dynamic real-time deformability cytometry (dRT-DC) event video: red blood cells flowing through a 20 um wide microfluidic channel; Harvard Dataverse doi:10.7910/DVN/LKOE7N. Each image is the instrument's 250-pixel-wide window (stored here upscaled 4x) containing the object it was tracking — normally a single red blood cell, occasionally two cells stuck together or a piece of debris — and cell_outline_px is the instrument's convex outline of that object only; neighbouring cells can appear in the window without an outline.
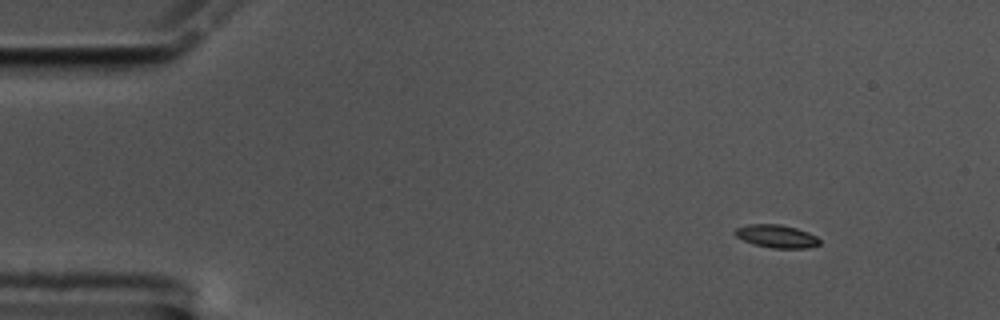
{"species": "common noctule bat (a hibernating species)", "species_latin": "Nyctalus noctula", "temperature_condition": "cold", "stored_images_in_passage": 58, "camera_frame_rate_fps": 3000, "um_per_image_px": 0.085, "animal": {"sex": "male", "body_mass_g": 17.5, "forearm_length_mm": 52.3}, "frame": {"image": 1, "passage_image": 7, "time_ms": 2.0, "image_size_px": [1000, 320], "cell_outline_px": [[820, 244], [808, 248], [772, 248], [756, 244], [744, 240], [736, 236], [732, 232], [736, 228], [748, 224], [780, 224], [796, 228], [808, 232], [816, 236], [820, 240]], "centroid_in_image_um": [66.01, 20.07], "position_along_channel_um": 19.0, "area_um2": 11.27}}
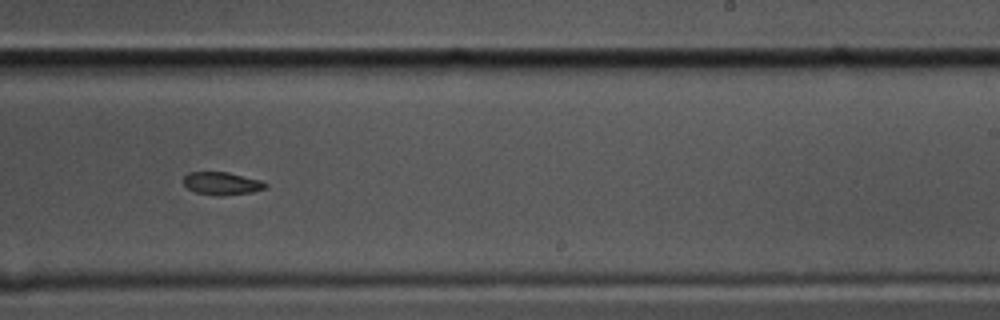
{"frame": {"image": 2, "passage_image": 36, "time_ms": 11.667, "image_size_px": [1000, 320], "cell_outline_px": [[268, 188], [252, 192], [220, 196], [216, 196], [196, 192], [188, 188], [184, 184], [184, 176], [188, 172], [228, 172], [264, 180], [268, 184]], "centroid_in_image_um": [18.92, 15.59], "position_along_channel_um": 270.1, "area_um2": 11.1}}
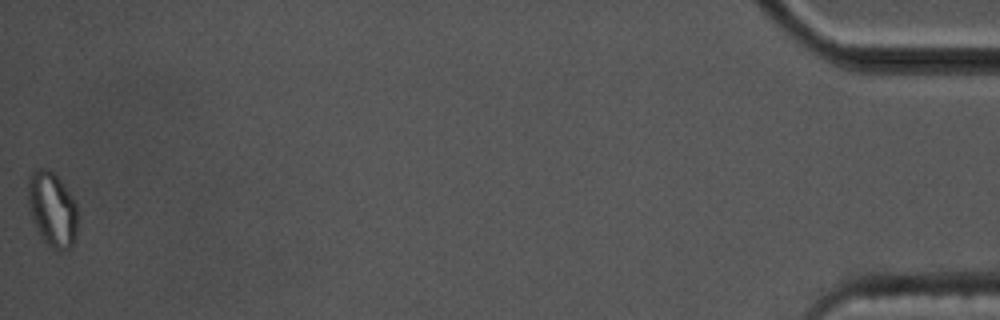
{"frame": {"image": 3, "passage_image": 58, "time_ms": 19.0, "image_size_px": [1000, 320], "cell_outline_px": [[76, 232], [72, 248], [60, 252], [52, 248], [44, 240], [36, 228], [32, 220], [28, 208], [28, 176], [36, 168], [48, 168], [64, 184], [76, 204]], "centroid_in_image_um": [4.42, 17.79], "position_along_channel_um": 430.8, "area_um2": 21.68}, "authors_computed_cell_mechanics": {"area_um2": 11.5311, "velocity_mm_per_s": 3.5219, "shape_relaxation_time_tau1_ms": 5.3082, "shape_relaxation_time_tau2_ms": null, "deformation_change_tau1": 0.1171, "deformation_change_tau2": null}}